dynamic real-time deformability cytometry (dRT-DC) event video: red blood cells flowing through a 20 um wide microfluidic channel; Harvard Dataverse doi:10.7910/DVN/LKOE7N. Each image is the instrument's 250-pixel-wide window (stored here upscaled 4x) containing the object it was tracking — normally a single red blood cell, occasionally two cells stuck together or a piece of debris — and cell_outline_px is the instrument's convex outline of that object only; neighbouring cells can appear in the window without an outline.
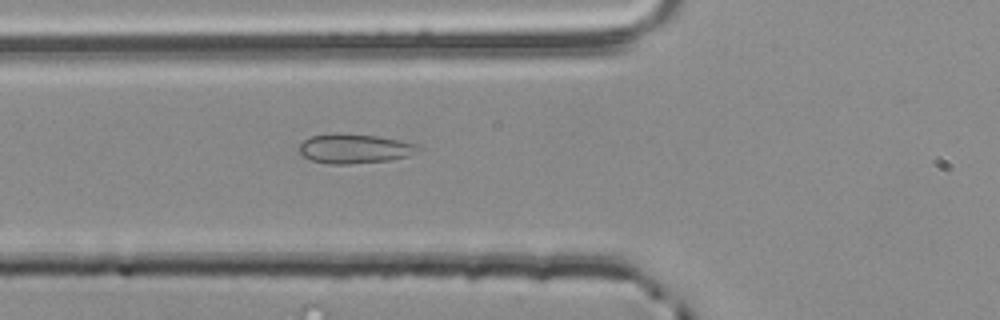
{"species": "common noctule bat (a hibernating species)", "species_latin": "Nyctalus noctula", "temperature_condition": "room temperature", "stored_images_in_passage": 4, "camera_frame_rate_fps": 3000, "um_per_image_px": 0.085, "animal": {"sex": "male", "body_mass_g": 20.4}, "frame": {"image": 1, "passage_image": 4, "time_ms": 1.0, "image_size_px": [1000, 320], "cell_outline_px": [[420, 148], [408, 156], [388, 160], [348, 164], [328, 164], [312, 160], [304, 156], [296, 148], [304, 140], [312, 136], [336, 132], [376, 136], [400, 140], [420, 144]], "centroid_in_image_um": [30.11, 12.62], "position_along_channel_um": 95.7, "area_um2": 20.46}}